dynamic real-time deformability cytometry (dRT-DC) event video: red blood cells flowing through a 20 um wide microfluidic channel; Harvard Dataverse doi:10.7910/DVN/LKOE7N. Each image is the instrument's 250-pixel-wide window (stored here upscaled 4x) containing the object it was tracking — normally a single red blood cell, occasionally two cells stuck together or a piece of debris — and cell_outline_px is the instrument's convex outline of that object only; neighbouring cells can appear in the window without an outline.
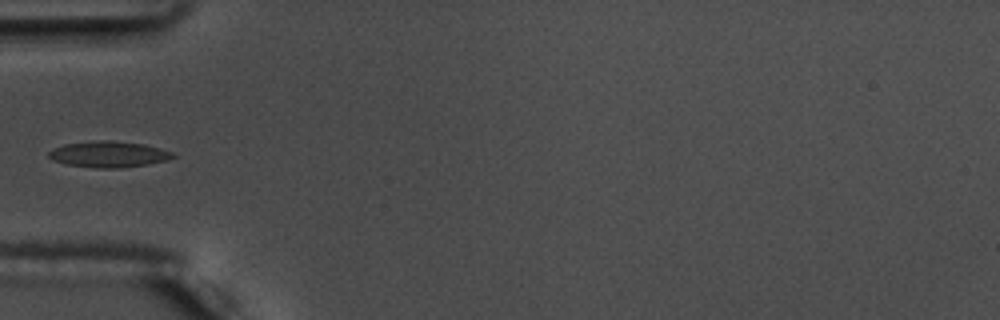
{"species": "common noctule bat (a hibernating species)", "species_latin": "Nyctalus noctula", "temperature_condition": "warm", "stored_images_in_passage": 4, "camera_frame_rate_fps": 3000, "um_per_image_px": 0.085, "animal": {"sex": "male", "body_mass_g": 17.5, "forearm_length_mm": 52.3}, "frame": {"image": 1, "passage_image": 1, "time_ms": 0.0, "image_size_px": [1000, 320], "cell_outline_px": [[176, 156], [168, 160], [148, 164], [120, 168], [96, 168], [68, 164], [52, 160], [48, 156], [48, 152], [52, 148], [64, 144], [96, 140], [108, 140], [144, 144], [160, 148], [172, 152]], "centroid_in_image_um": [9.23, 13.11], "position_along_channel_um": 75.8, "area_um2": 18.9}}